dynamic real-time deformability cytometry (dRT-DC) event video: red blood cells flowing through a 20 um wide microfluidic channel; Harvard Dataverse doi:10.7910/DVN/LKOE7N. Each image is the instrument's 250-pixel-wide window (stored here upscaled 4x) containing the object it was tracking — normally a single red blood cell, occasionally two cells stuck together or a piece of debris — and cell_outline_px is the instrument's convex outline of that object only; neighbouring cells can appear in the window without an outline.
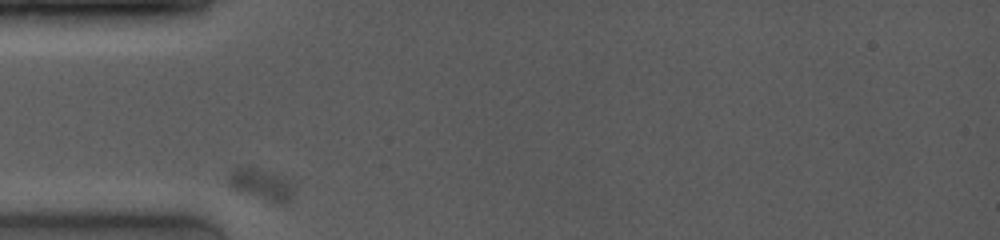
{"species": "common noctule bat (a hibernating species)", "species_latin": "Nyctalus noctula", "temperature_condition": "room temperature", "stored_images_in_passage": 21, "camera_frame_rate_fps": 4000, "um_per_image_px": 0.085, "animal": {"sex": "female", "body_mass_g": 19.0, "forearm_length_mm": 53.3}, "frame": {"image": 1, "passage_image": 1, "time_ms": 0.0, "image_size_px": [1000, 240], "cell_outline_px": [[292, 196], [284, 204], [280, 204], [236, 188], [228, 180], [228, 176], [232, 168], [252, 168], [264, 172], [284, 180], [292, 188]], "centroid_in_image_um": [22.17, 15.68], "position_along_channel_um": 62.8, "area_um2": 10.35}}
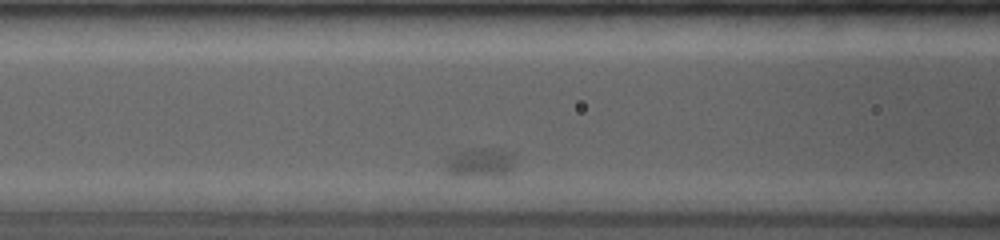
{"frame": {"image": 2, "passage_image": 4, "time_ms": 2.25, "image_size_px": [1000, 240], "cell_outline_px": [[512, 156], [508, 168], [500, 176], [452, 176], [448, 172], [448, 164], [456, 152], [476, 148], [492, 148], [508, 152]], "centroid_in_image_um": [40.76, 13.83], "position_along_channel_um": 125.8, "area_um2": 10.98}}
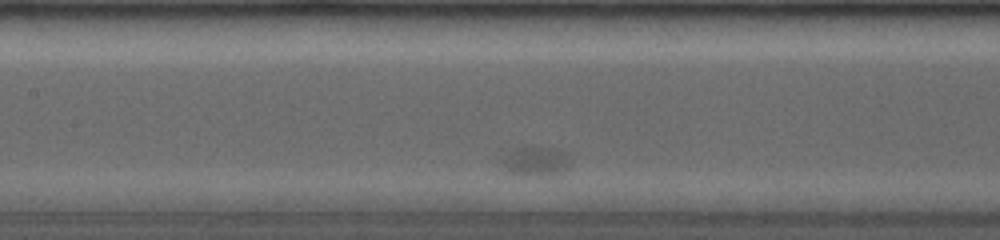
{"frame": {"image": 3, "passage_image": 6, "time_ms": 3.5, "image_size_px": [1000, 240], "cell_outline_px": [[568, 156], [564, 168], [560, 172], [508, 172], [500, 160], [516, 148], [548, 148], [564, 152]], "centroid_in_image_um": [45.46, 13.64], "position_along_channel_um": 161.9, "area_um2": 10.0}}